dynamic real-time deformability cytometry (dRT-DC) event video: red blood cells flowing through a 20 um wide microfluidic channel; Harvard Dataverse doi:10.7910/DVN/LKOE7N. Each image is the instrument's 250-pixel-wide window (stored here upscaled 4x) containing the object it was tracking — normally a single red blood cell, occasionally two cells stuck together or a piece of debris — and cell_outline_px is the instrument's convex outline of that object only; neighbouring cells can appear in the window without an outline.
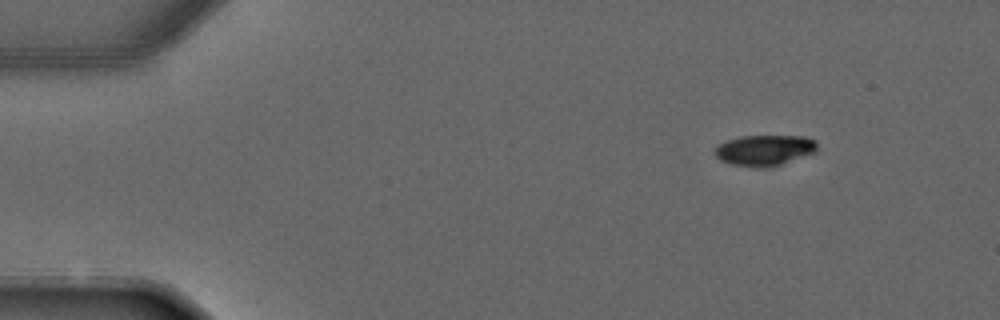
{"species": "common noctule bat (a hibernating species)", "species_latin": "Nyctalus noctula", "temperature_condition": "warm", "stored_images_in_passage": 3, "camera_frame_rate_fps": 3000, "um_per_image_px": 0.085, "animal": {"sex": "male", "forearm_length_mm": 52.5}, "frame": {"image": 1, "passage_image": 1, "time_ms": 0.0, "image_size_px": [1000, 320], "cell_outline_px": [[816, 152], [772, 168], [756, 168], [732, 164], [720, 160], [712, 152], [720, 144], [728, 140], [740, 136], [808, 136], [816, 140]], "centroid_in_image_um": [65.01, 12.78], "position_along_channel_um": 20.0, "area_um2": 18.61}}
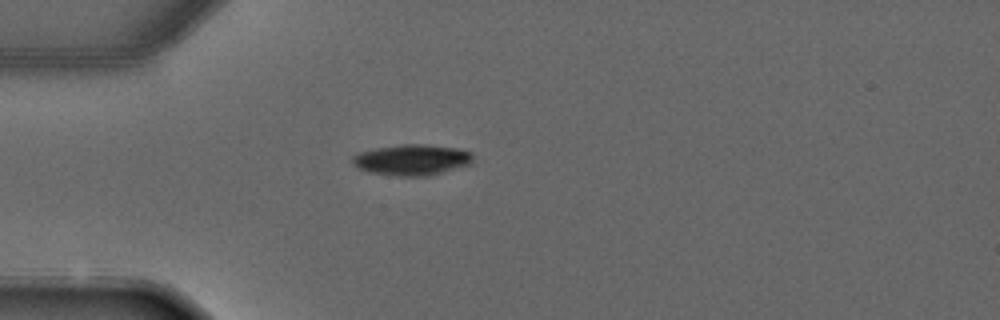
{"frame": {"image": 2, "passage_image": 3, "time_ms": 2.333, "image_size_px": [1000, 320], "cell_outline_px": [[472, 164], [428, 176], [396, 176], [368, 172], [356, 168], [352, 164], [352, 156], [360, 152], [376, 148], [404, 144], [424, 144], [456, 148], [472, 152]], "centroid_in_image_um": [34.99, 13.59], "position_along_channel_um": 50.0, "area_um2": 21.79}}